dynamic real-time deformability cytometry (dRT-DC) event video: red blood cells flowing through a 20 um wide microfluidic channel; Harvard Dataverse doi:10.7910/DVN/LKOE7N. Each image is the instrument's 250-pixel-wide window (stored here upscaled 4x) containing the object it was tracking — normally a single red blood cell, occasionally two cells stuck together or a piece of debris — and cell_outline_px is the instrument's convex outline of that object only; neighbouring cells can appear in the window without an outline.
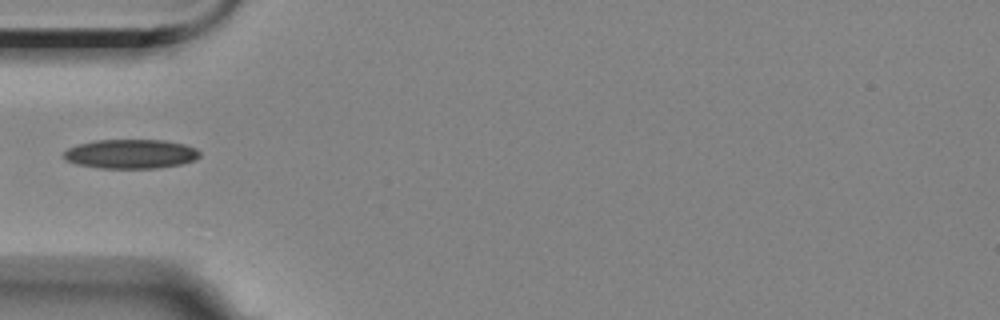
{"species": "Egyptian fruit bat (a non-hibernating species)", "species_latin": "Rousettus aegyptiacus", "temperature_condition": "room temperature", "stored_images_in_passage": 5, "camera_frame_rate_fps": 3000, "um_per_image_px": 0.085, "animal": {"sex": "female"}, "frame": {"image": 1, "passage_image": 5, "time_ms": 4.667, "image_size_px": [1000, 320], "cell_outline_px": [[200, 156], [196, 160], [180, 164], [156, 168], [100, 168], [76, 164], [64, 160], [64, 152], [68, 148], [80, 144], [96, 140], [164, 140], [184, 144], [196, 148], [200, 152]], "centroid_in_image_um": [11.13, 13.08], "position_along_channel_um": 73.9, "area_um2": 23.18}}